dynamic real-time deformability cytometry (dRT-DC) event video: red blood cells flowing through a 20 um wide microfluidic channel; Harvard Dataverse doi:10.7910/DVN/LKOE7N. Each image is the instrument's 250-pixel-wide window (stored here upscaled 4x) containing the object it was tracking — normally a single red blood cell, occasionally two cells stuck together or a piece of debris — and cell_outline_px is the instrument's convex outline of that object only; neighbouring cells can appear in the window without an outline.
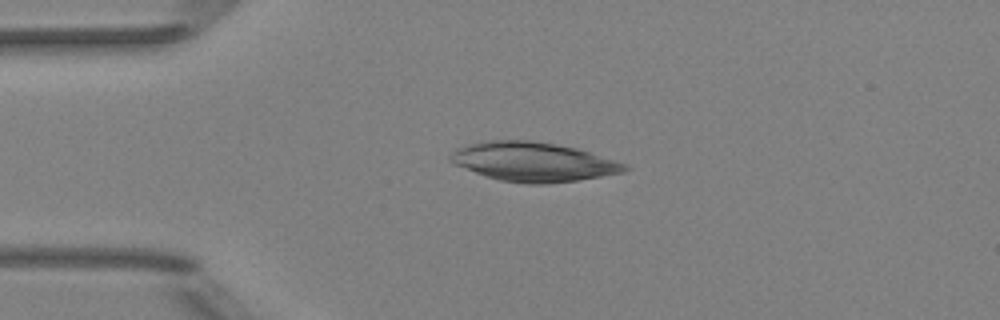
{"species": "Egyptian fruit bat (a non-hibernating species)", "species_latin": "Rousettus aegyptiacus", "temperature_condition": "room temperature", "stored_images_in_passage": 5, "camera_frame_rate_fps": 3000, "um_per_image_px": 0.085, "animal": {"sex": "female"}, "frame": {"image": 1, "passage_image": 1, "time_ms": 0.0, "image_size_px": [1000, 320], "cell_outline_px": [[632, 168], [624, 172], [576, 180], [548, 184], [528, 184], [500, 180], [452, 164], [448, 160], [448, 156], [456, 148], [468, 144], [484, 140], [532, 140], [556, 144], [576, 148], [628, 164]], "centroid_in_image_um": [45.31, 13.75], "position_along_channel_um": 39.7, "area_um2": 39.88}}
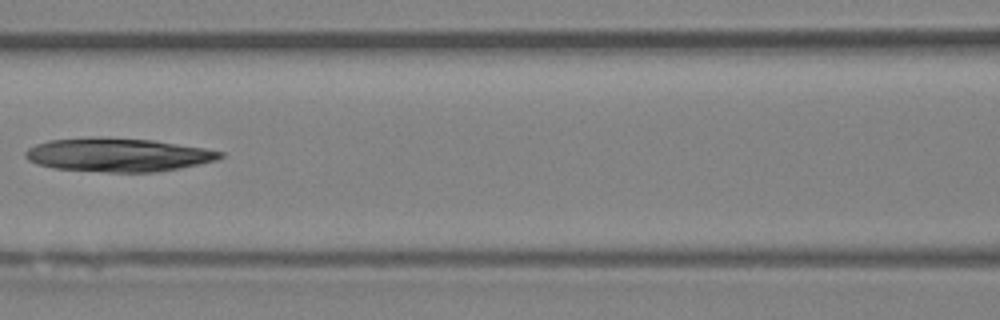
{"frame": {"image": 2, "passage_image": 4, "time_ms": 3.667, "image_size_px": [1000, 320], "cell_outline_px": [[224, 156], [216, 160], [180, 168], [156, 172], [108, 172], [56, 168], [36, 164], [28, 160], [24, 156], [24, 152], [28, 148], [36, 144], [48, 140], [96, 136], [152, 140], [204, 148], [224, 152]], "centroid_in_image_um": [10.0, 13.15], "position_along_channel_um": 156.6, "area_um2": 38.15}}
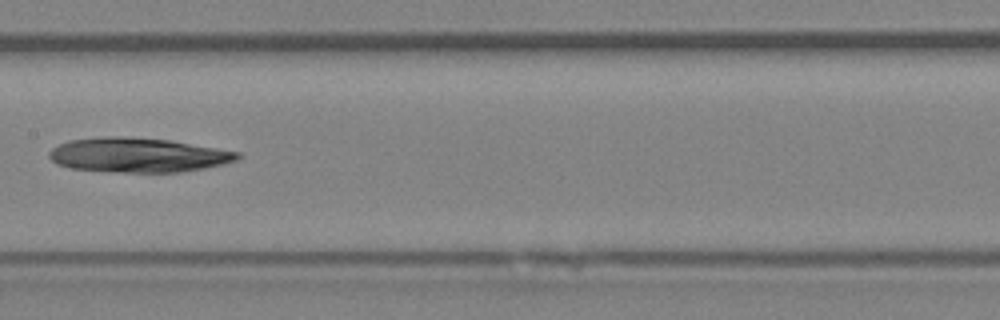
{"frame": {"image": 3, "passage_image": 5, "time_ms": 4.667, "image_size_px": [1000, 320], "cell_outline_px": [[244, 156], [236, 160], [224, 164], [204, 168], [180, 172], [120, 172], [72, 168], [56, 164], [48, 156], [48, 152], [52, 148], [68, 140], [112, 136], [116, 136], [172, 140], [240, 152]], "centroid_in_image_um": [11.76, 13.18], "position_along_channel_um": 195.6, "area_um2": 37.8}}